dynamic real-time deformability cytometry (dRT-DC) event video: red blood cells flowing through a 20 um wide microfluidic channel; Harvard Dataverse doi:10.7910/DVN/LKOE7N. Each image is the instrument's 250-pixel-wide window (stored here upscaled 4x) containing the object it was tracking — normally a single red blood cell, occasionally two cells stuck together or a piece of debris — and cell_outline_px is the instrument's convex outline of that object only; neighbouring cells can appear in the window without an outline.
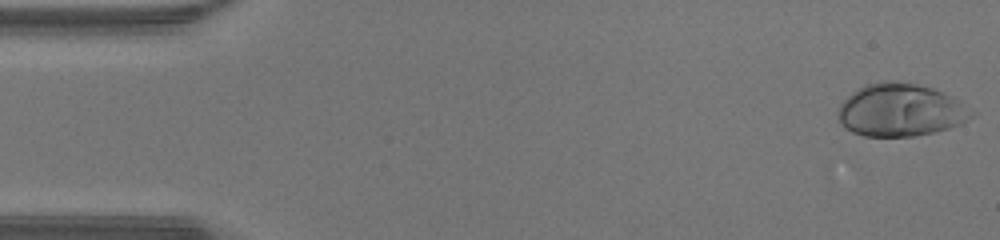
{"species": "human", "species_latin": "Homo sapiens", "temperature_condition": "warm", "stored_images_in_passage": 47, "camera_frame_rate_fps": 3000, "um_per_image_px": 0.085, "donor": {"sex": "male"}, "frame": {"image": 1, "passage_image": 1, "time_ms": 0.0, "image_size_px": [1000, 240], "cell_outline_px": [[976, 112], [968, 120], [960, 124], [948, 128], [916, 136], [864, 136], [852, 132], [844, 128], [840, 124], [836, 116], [836, 112], [840, 104], [856, 88], [864, 84], [884, 80], [896, 80], [916, 84], [932, 88], [952, 96], [960, 100]], "centroid_in_image_um": [76.51, 9.34], "position_along_channel_um": 8.5, "area_um2": 41.56}}
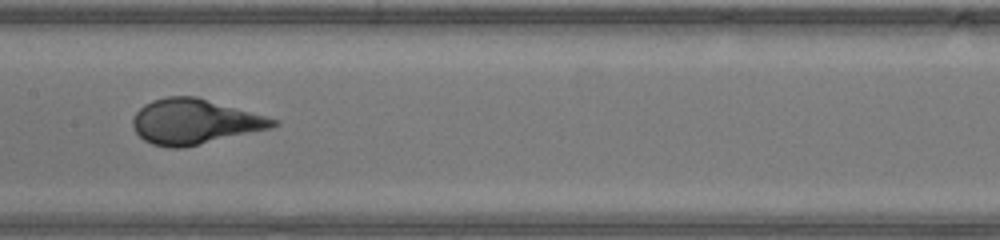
{"frame": {"image": 2, "passage_image": 23, "time_ms": 7.333, "image_size_px": [1000, 240], "cell_outline_px": [[280, 124], [272, 128], [184, 148], [168, 148], [152, 144], [144, 140], [136, 132], [132, 124], [132, 116], [144, 104], [152, 100], [168, 96], [196, 96], [280, 120]], "centroid_in_image_um": [16.54, 10.34], "position_along_channel_um": 190.9, "area_um2": 37.05}}
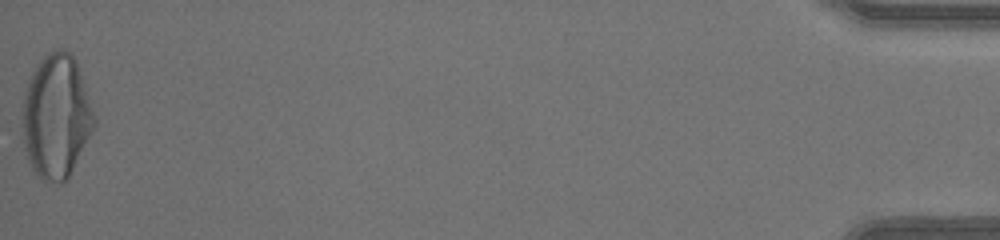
{"frame": {"image": 3, "passage_image": 47, "time_ms": 15.333, "image_size_px": [1000, 240], "cell_outline_px": [[96, 124], [64, 184], [60, 184], [40, 180], [36, 176], [28, 160], [24, 148], [24, 92], [28, 80], [36, 64], [48, 52], [60, 48], [64, 48], [76, 60], [96, 120]], "centroid_in_image_um": [4.78, 9.91], "position_along_channel_um": 430.4, "area_um2": 51.44}, "authors_computed_cell_mechanics": {"area_um2": 37.4544, "velocity_mm_per_s": 4.3591, "shape_relaxation_time_tau1_ms": 4.4665, "shape_relaxation_time_tau2_ms": null, "deformation_change_tau1": 0.2798, "deformation_change_tau2": null}}